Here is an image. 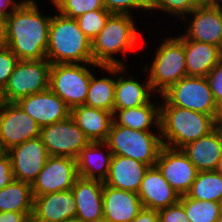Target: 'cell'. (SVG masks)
<instances>
[{
  "instance_id": "cell-3",
  "label": "cell",
  "mask_w": 222,
  "mask_h": 222,
  "mask_svg": "<svg viewBox=\"0 0 222 222\" xmlns=\"http://www.w3.org/2000/svg\"><path fill=\"white\" fill-rule=\"evenodd\" d=\"M218 122L211 116L173 105H160V134L163 146L181 149L212 131Z\"/></svg>"
},
{
  "instance_id": "cell-37",
  "label": "cell",
  "mask_w": 222,
  "mask_h": 222,
  "mask_svg": "<svg viewBox=\"0 0 222 222\" xmlns=\"http://www.w3.org/2000/svg\"><path fill=\"white\" fill-rule=\"evenodd\" d=\"M215 102L222 109V59L213 67L206 76Z\"/></svg>"
},
{
  "instance_id": "cell-22",
  "label": "cell",
  "mask_w": 222,
  "mask_h": 222,
  "mask_svg": "<svg viewBox=\"0 0 222 222\" xmlns=\"http://www.w3.org/2000/svg\"><path fill=\"white\" fill-rule=\"evenodd\" d=\"M143 205L137 193L118 190L103 182V220L132 222Z\"/></svg>"
},
{
  "instance_id": "cell-34",
  "label": "cell",
  "mask_w": 222,
  "mask_h": 222,
  "mask_svg": "<svg viewBox=\"0 0 222 222\" xmlns=\"http://www.w3.org/2000/svg\"><path fill=\"white\" fill-rule=\"evenodd\" d=\"M196 5L191 0H149V12L160 11L183 19Z\"/></svg>"
},
{
  "instance_id": "cell-26",
  "label": "cell",
  "mask_w": 222,
  "mask_h": 222,
  "mask_svg": "<svg viewBox=\"0 0 222 222\" xmlns=\"http://www.w3.org/2000/svg\"><path fill=\"white\" fill-rule=\"evenodd\" d=\"M70 116L90 142L106 141L113 122L112 112L83 104L72 108Z\"/></svg>"
},
{
  "instance_id": "cell-30",
  "label": "cell",
  "mask_w": 222,
  "mask_h": 222,
  "mask_svg": "<svg viewBox=\"0 0 222 222\" xmlns=\"http://www.w3.org/2000/svg\"><path fill=\"white\" fill-rule=\"evenodd\" d=\"M115 79L91 75L85 105L114 113Z\"/></svg>"
},
{
  "instance_id": "cell-27",
  "label": "cell",
  "mask_w": 222,
  "mask_h": 222,
  "mask_svg": "<svg viewBox=\"0 0 222 222\" xmlns=\"http://www.w3.org/2000/svg\"><path fill=\"white\" fill-rule=\"evenodd\" d=\"M113 121L134 130L152 131L153 126L160 130V104L151 100L134 108L114 109Z\"/></svg>"
},
{
  "instance_id": "cell-48",
  "label": "cell",
  "mask_w": 222,
  "mask_h": 222,
  "mask_svg": "<svg viewBox=\"0 0 222 222\" xmlns=\"http://www.w3.org/2000/svg\"><path fill=\"white\" fill-rule=\"evenodd\" d=\"M220 174H222V159L220 161V164H219V167H218V170H217Z\"/></svg>"
},
{
  "instance_id": "cell-10",
  "label": "cell",
  "mask_w": 222,
  "mask_h": 222,
  "mask_svg": "<svg viewBox=\"0 0 222 222\" xmlns=\"http://www.w3.org/2000/svg\"><path fill=\"white\" fill-rule=\"evenodd\" d=\"M40 138L51 156H65L76 159L90 140L76 125L72 117L40 127Z\"/></svg>"
},
{
  "instance_id": "cell-50",
  "label": "cell",
  "mask_w": 222,
  "mask_h": 222,
  "mask_svg": "<svg viewBox=\"0 0 222 222\" xmlns=\"http://www.w3.org/2000/svg\"><path fill=\"white\" fill-rule=\"evenodd\" d=\"M219 207H220V212H221V216H222V198L219 201Z\"/></svg>"
},
{
  "instance_id": "cell-44",
  "label": "cell",
  "mask_w": 222,
  "mask_h": 222,
  "mask_svg": "<svg viewBox=\"0 0 222 222\" xmlns=\"http://www.w3.org/2000/svg\"><path fill=\"white\" fill-rule=\"evenodd\" d=\"M206 5L211 8L222 9V0H207Z\"/></svg>"
},
{
  "instance_id": "cell-15",
  "label": "cell",
  "mask_w": 222,
  "mask_h": 222,
  "mask_svg": "<svg viewBox=\"0 0 222 222\" xmlns=\"http://www.w3.org/2000/svg\"><path fill=\"white\" fill-rule=\"evenodd\" d=\"M188 15L183 21L188 20L189 26L181 35L186 39L213 44L222 49V9L211 8L206 4L197 5Z\"/></svg>"
},
{
  "instance_id": "cell-52",
  "label": "cell",
  "mask_w": 222,
  "mask_h": 222,
  "mask_svg": "<svg viewBox=\"0 0 222 222\" xmlns=\"http://www.w3.org/2000/svg\"><path fill=\"white\" fill-rule=\"evenodd\" d=\"M217 222H222V217H221V218H219Z\"/></svg>"
},
{
  "instance_id": "cell-46",
  "label": "cell",
  "mask_w": 222,
  "mask_h": 222,
  "mask_svg": "<svg viewBox=\"0 0 222 222\" xmlns=\"http://www.w3.org/2000/svg\"><path fill=\"white\" fill-rule=\"evenodd\" d=\"M196 6L197 5H205L207 0H191Z\"/></svg>"
},
{
  "instance_id": "cell-5",
  "label": "cell",
  "mask_w": 222,
  "mask_h": 222,
  "mask_svg": "<svg viewBox=\"0 0 222 222\" xmlns=\"http://www.w3.org/2000/svg\"><path fill=\"white\" fill-rule=\"evenodd\" d=\"M105 142L112 155L131 158L149 167L156 165L158 154L163 146L160 130L157 132L134 130L117 125L114 121Z\"/></svg>"
},
{
  "instance_id": "cell-43",
  "label": "cell",
  "mask_w": 222,
  "mask_h": 222,
  "mask_svg": "<svg viewBox=\"0 0 222 222\" xmlns=\"http://www.w3.org/2000/svg\"><path fill=\"white\" fill-rule=\"evenodd\" d=\"M7 47L6 17L0 16V48Z\"/></svg>"
},
{
  "instance_id": "cell-32",
  "label": "cell",
  "mask_w": 222,
  "mask_h": 222,
  "mask_svg": "<svg viewBox=\"0 0 222 222\" xmlns=\"http://www.w3.org/2000/svg\"><path fill=\"white\" fill-rule=\"evenodd\" d=\"M54 7L59 14L74 19L92 10L105 9L103 0H60Z\"/></svg>"
},
{
  "instance_id": "cell-24",
  "label": "cell",
  "mask_w": 222,
  "mask_h": 222,
  "mask_svg": "<svg viewBox=\"0 0 222 222\" xmlns=\"http://www.w3.org/2000/svg\"><path fill=\"white\" fill-rule=\"evenodd\" d=\"M105 150L106 154L103 153ZM111 158L112 152L105 141L90 142L76 157L78 176L104 182L109 174Z\"/></svg>"
},
{
  "instance_id": "cell-42",
  "label": "cell",
  "mask_w": 222,
  "mask_h": 222,
  "mask_svg": "<svg viewBox=\"0 0 222 222\" xmlns=\"http://www.w3.org/2000/svg\"><path fill=\"white\" fill-rule=\"evenodd\" d=\"M24 0H0V16H9Z\"/></svg>"
},
{
  "instance_id": "cell-11",
  "label": "cell",
  "mask_w": 222,
  "mask_h": 222,
  "mask_svg": "<svg viewBox=\"0 0 222 222\" xmlns=\"http://www.w3.org/2000/svg\"><path fill=\"white\" fill-rule=\"evenodd\" d=\"M78 177L76 159L49 155L32 183L33 196L70 190Z\"/></svg>"
},
{
  "instance_id": "cell-33",
  "label": "cell",
  "mask_w": 222,
  "mask_h": 222,
  "mask_svg": "<svg viewBox=\"0 0 222 222\" xmlns=\"http://www.w3.org/2000/svg\"><path fill=\"white\" fill-rule=\"evenodd\" d=\"M112 13L106 9L92 10L76 18L79 28L92 41L103 29Z\"/></svg>"
},
{
  "instance_id": "cell-51",
  "label": "cell",
  "mask_w": 222,
  "mask_h": 222,
  "mask_svg": "<svg viewBox=\"0 0 222 222\" xmlns=\"http://www.w3.org/2000/svg\"><path fill=\"white\" fill-rule=\"evenodd\" d=\"M218 124H221V125H222V109H221V115H220V119H219Z\"/></svg>"
},
{
  "instance_id": "cell-23",
  "label": "cell",
  "mask_w": 222,
  "mask_h": 222,
  "mask_svg": "<svg viewBox=\"0 0 222 222\" xmlns=\"http://www.w3.org/2000/svg\"><path fill=\"white\" fill-rule=\"evenodd\" d=\"M148 165L120 155H112L110 169L105 185L137 193Z\"/></svg>"
},
{
  "instance_id": "cell-2",
  "label": "cell",
  "mask_w": 222,
  "mask_h": 222,
  "mask_svg": "<svg viewBox=\"0 0 222 222\" xmlns=\"http://www.w3.org/2000/svg\"><path fill=\"white\" fill-rule=\"evenodd\" d=\"M46 59L51 64L93 63L92 42L76 19L59 13L52 16Z\"/></svg>"
},
{
  "instance_id": "cell-41",
  "label": "cell",
  "mask_w": 222,
  "mask_h": 222,
  "mask_svg": "<svg viewBox=\"0 0 222 222\" xmlns=\"http://www.w3.org/2000/svg\"><path fill=\"white\" fill-rule=\"evenodd\" d=\"M132 222H159V214L157 210L142 208L139 214Z\"/></svg>"
},
{
  "instance_id": "cell-36",
  "label": "cell",
  "mask_w": 222,
  "mask_h": 222,
  "mask_svg": "<svg viewBox=\"0 0 222 222\" xmlns=\"http://www.w3.org/2000/svg\"><path fill=\"white\" fill-rule=\"evenodd\" d=\"M19 59L8 48H0V91L5 87Z\"/></svg>"
},
{
  "instance_id": "cell-16",
  "label": "cell",
  "mask_w": 222,
  "mask_h": 222,
  "mask_svg": "<svg viewBox=\"0 0 222 222\" xmlns=\"http://www.w3.org/2000/svg\"><path fill=\"white\" fill-rule=\"evenodd\" d=\"M100 69L106 70L107 74L117 75L115 79V100L114 109L134 108L148 104L156 93L153 92L149 78L145 82H138L133 76L125 74L128 69L126 66H101ZM127 77V78H126ZM155 94V96H152Z\"/></svg>"
},
{
  "instance_id": "cell-7",
  "label": "cell",
  "mask_w": 222,
  "mask_h": 222,
  "mask_svg": "<svg viewBox=\"0 0 222 222\" xmlns=\"http://www.w3.org/2000/svg\"><path fill=\"white\" fill-rule=\"evenodd\" d=\"M159 98L162 100L161 105H173L201 112L211 115L219 122L221 109L215 102L206 77L185 76Z\"/></svg>"
},
{
  "instance_id": "cell-17",
  "label": "cell",
  "mask_w": 222,
  "mask_h": 222,
  "mask_svg": "<svg viewBox=\"0 0 222 222\" xmlns=\"http://www.w3.org/2000/svg\"><path fill=\"white\" fill-rule=\"evenodd\" d=\"M16 103L40 127L64 120L71 114L68 105L50 89L23 97Z\"/></svg>"
},
{
  "instance_id": "cell-40",
  "label": "cell",
  "mask_w": 222,
  "mask_h": 222,
  "mask_svg": "<svg viewBox=\"0 0 222 222\" xmlns=\"http://www.w3.org/2000/svg\"><path fill=\"white\" fill-rule=\"evenodd\" d=\"M32 215L13 211L0 212V222H31Z\"/></svg>"
},
{
  "instance_id": "cell-18",
  "label": "cell",
  "mask_w": 222,
  "mask_h": 222,
  "mask_svg": "<svg viewBox=\"0 0 222 222\" xmlns=\"http://www.w3.org/2000/svg\"><path fill=\"white\" fill-rule=\"evenodd\" d=\"M198 172L218 170L222 159V125L181 148Z\"/></svg>"
},
{
  "instance_id": "cell-19",
  "label": "cell",
  "mask_w": 222,
  "mask_h": 222,
  "mask_svg": "<svg viewBox=\"0 0 222 222\" xmlns=\"http://www.w3.org/2000/svg\"><path fill=\"white\" fill-rule=\"evenodd\" d=\"M72 218H76V205L71 189L34 196L31 222H63Z\"/></svg>"
},
{
  "instance_id": "cell-35",
  "label": "cell",
  "mask_w": 222,
  "mask_h": 222,
  "mask_svg": "<svg viewBox=\"0 0 222 222\" xmlns=\"http://www.w3.org/2000/svg\"><path fill=\"white\" fill-rule=\"evenodd\" d=\"M103 3L112 14L131 15L132 9L149 11V0H103Z\"/></svg>"
},
{
  "instance_id": "cell-8",
  "label": "cell",
  "mask_w": 222,
  "mask_h": 222,
  "mask_svg": "<svg viewBox=\"0 0 222 222\" xmlns=\"http://www.w3.org/2000/svg\"><path fill=\"white\" fill-rule=\"evenodd\" d=\"M87 65V66H86ZM100 68L96 63L52 64L49 89L58 95L70 109L85 104L93 74L89 66Z\"/></svg>"
},
{
  "instance_id": "cell-45",
  "label": "cell",
  "mask_w": 222,
  "mask_h": 222,
  "mask_svg": "<svg viewBox=\"0 0 222 222\" xmlns=\"http://www.w3.org/2000/svg\"><path fill=\"white\" fill-rule=\"evenodd\" d=\"M8 155V149L5 147V145L0 140V159L4 158Z\"/></svg>"
},
{
  "instance_id": "cell-4",
  "label": "cell",
  "mask_w": 222,
  "mask_h": 222,
  "mask_svg": "<svg viewBox=\"0 0 222 222\" xmlns=\"http://www.w3.org/2000/svg\"><path fill=\"white\" fill-rule=\"evenodd\" d=\"M132 15L111 14L101 32L91 41L93 63L101 66H126L116 59L117 53L130 54L138 44L139 35Z\"/></svg>"
},
{
  "instance_id": "cell-20",
  "label": "cell",
  "mask_w": 222,
  "mask_h": 222,
  "mask_svg": "<svg viewBox=\"0 0 222 222\" xmlns=\"http://www.w3.org/2000/svg\"><path fill=\"white\" fill-rule=\"evenodd\" d=\"M137 194L143 208L157 211L177 203L180 199V195L171 187L156 165L146 170Z\"/></svg>"
},
{
  "instance_id": "cell-12",
  "label": "cell",
  "mask_w": 222,
  "mask_h": 222,
  "mask_svg": "<svg viewBox=\"0 0 222 222\" xmlns=\"http://www.w3.org/2000/svg\"><path fill=\"white\" fill-rule=\"evenodd\" d=\"M40 136V126L16 102L0 103V140L9 150Z\"/></svg>"
},
{
  "instance_id": "cell-49",
  "label": "cell",
  "mask_w": 222,
  "mask_h": 222,
  "mask_svg": "<svg viewBox=\"0 0 222 222\" xmlns=\"http://www.w3.org/2000/svg\"><path fill=\"white\" fill-rule=\"evenodd\" d=\"M60 0H50L51 5L53 4L54 6L59 2Z\"/></svg>"
},
{
  "instance_id": "cell-13",
  "label": "cell",
  "mask_w": 222,
  "mask_h": 222,
  "mask_svg": "<svg viewBox=\"0 0 222 222\" xmlns=\"http://www.w3.org/2000/svg\"><path fill=\"white\" fill-rule=\"evenodd\" d=\"M14 180L32 185L49 156L40 136L29 139L8 150Z\"/></svg>"
},
{
  "instance_id": "cell-28",
  "label": "cell",
  "mask_w": 222,
  "mask_h": 222,
  "mask_svg": "<svg viewBox=\"0 0 222 222\" xmlns=\"http://www.w3.org/2000/svg\"><path fill=\"white\" fill-rule=\"evenodd\" d=\"M33 208L34 196L31 184L13 180L0 190V212L33 214Z\"/></svg>"
},
{
  "instance_id": "cell-6",
  "label": "cell",
  "mask_w": 222,
  "mask_h": 222,
  "mask_svg": "<svg viewBox=\"0 0 222 222\" xmlns=\"http://www.w3.org/2000/svg\"><path fill=\"white\" fill-rule=\"evenodd\" d=\"M162 41L155 51L150 67L146 65L142 71L148 74L153 92L160 96L187 76L184 43L177 36Z\"/></svg>"
},
{
  "instance_id": "cell-25",
  "label": "cell",
  "mask_w": 222,
  "mask_h": 222,
  "mask_svg": "<svg viewBox=\"0 0 222 222\" xmlns=\"http://www.w3.org/2000/svg\"><path fill=\"white\" fill-rule=\"evenodd\" d=\"M177 37L184 43L187 76L206 77L222 59V49L213 44Z\"/></svg>"
},
{
  "instance_id": "cell-47",
  "label": "cell",
  "mask_w": 222,
  "mask_h": 222,
  "mask_svg": "<svg viewBox=\"0 0 222 222\" xmlns=\"http://www.w3.org/2000/svg\"><path fill=\"white\" fill-rule=\"evenodd\" d=\"M63 222H82V221L77 219V218H72V219H68V220L63 221Z\"/></svg>"
},
{
  "instance_id": "cell-39",
  "label": "cell",
  "mask_w": 222,
  "mask_h": 222,
  "mask_svg": "<svg viewBox=\"0 0 222 222\" xmlns=\"http://www.w3.org/2000/svg\"><path fill=\"white\" fill-rule=\"evenodd\" d=\"M14 180L9 155L0 159V190Z\"/></svg>"
},
{
  "instance_id": "cell-9",
  "label": "cell",
  "mask_w": 222,
  "mask_h": 222,
  "mask_svg": "<svg viewBox=\"0 0 222 222\" xmlns=\"http://www.w3.org/2000/svg\"><path fill=\"white\" fill-rule=\"evenodd\" d=\"M51 65L47 59L19 60L0 91L1 101L17 102L23 97L49 89Z\"/></svg>"
},
{
  "instance_id": "cell-29",
  "label": "cell",
  "mask_w": 222,
  "mask_h": 222,
  "mask_svg": "<svg viewBox=\"0 0 222 222\" xmlns=\"http://www.w3.org/2000/svg\"><path fill=\"white\" fill-rule=\"evenodd\" d=\"M189 198L219 203L222 198V174L215 171H201L186 194Z\"/></svg>"
},
{
  "instance_id": "cell-14",
  "label": "cell",
  "mask_w": 222,
  "mask_h": 222,
  "mask_svg": "<svg viewBox=\"0 0 222 222\" xmlns=\"http://www.w3.org/2000/svg\"><path fill=\"white\" fill-rule=\"evenodd\" d=\"M156 166L171 187L180 195H186L198 173L196 167L181 149L162 146Z\"/></svg>"
},
{
  "instance_id": "cell-38",
  "label": "cell",
  "mask_w": 222,
  "mask_h": 222,
  "mask_svg": "<svg viewBox=\"0 0 222 222\" xmlns=\"http://www.w3.org/2000/svg\"><path fill=\"white\" fill-rule=\"evenodd\" d=\"M158 214L159 222H190L180 201L158 210Z\"/></svg>"
},
{
  "instance_id": "cell-1",
  "label": "cell",
  "mask_w": 222,
  "mask_h": 222,
  "mask_svg": "<svg viewBox=\"0 0 222 222\" xmlns=\"http://www.w3.org/2000/svg\"><path fill=\"white\" fill-rule=\"evenodd\" d=\"M35 1L24 0L6 17L7 47L19 60L46 59L52 16L43 15Z\"/></svg>"
},
{
  "instance_id": "cell-31",
  "label": "cell",
  "mask_w": 222,
  "mask_h": 222,
  "mask_svg": "<svg viewBox=\"0 0 222 222\" xmlns=\"http://www.w3.org/2000/svg\"><path fill=\"white\" fill-rule=\"evenodd\" d=\"M179 201L190 222H217L222 217L217 202L196 200L187 195L180 196Z\"/></svg>"
},
{
  "instance_id": "cell-21",
  "label": "cell",
  "mask_w": 222,
  "mask_h": 222,
  "mask_svg": "<svg viewBox=\"0 0 222 222\" xmlns=\"http://www.w3.org/2000/svg\"><path fill=\"white\" fill-rule=\"evenodd\" d=\"M76 205V218L82 222L103 220V182L78 177L71 188Z\"/></svg>"
}]
</instances>
